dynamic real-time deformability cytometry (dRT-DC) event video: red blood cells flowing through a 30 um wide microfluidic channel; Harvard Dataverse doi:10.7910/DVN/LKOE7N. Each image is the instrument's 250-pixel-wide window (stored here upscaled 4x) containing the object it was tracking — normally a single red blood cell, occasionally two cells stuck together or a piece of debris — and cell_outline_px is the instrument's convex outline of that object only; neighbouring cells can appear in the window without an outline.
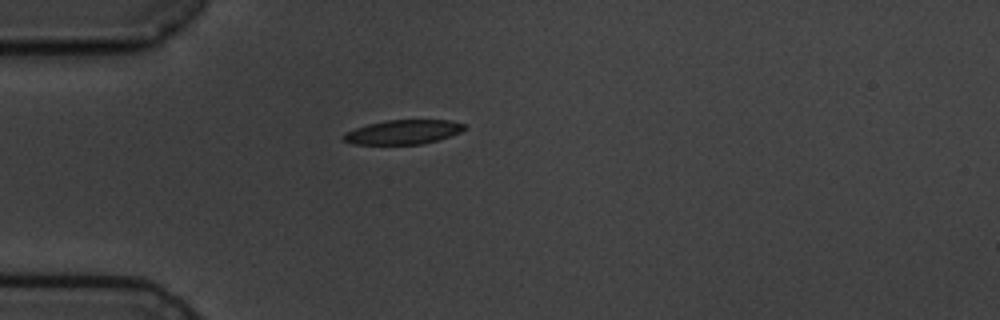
{"species": "common noctule bat (a hibernating species)", "species_latin": "Nyctalus noctula", "temperature_condition": "cold", "stored_images_in_passage": 2, "camera_frame_rate_fps": 3000, "um_per_image_px": 0.085, "animal": {"sex": "male", "body_mass_g": 19.5, "forearm_length_mm": 54.6}, "frame": {"image": 1, "passage_image": 1, "time_ms": 0.0, "image_size_px": [1000, 320], "cell_outline_px": [[464, 128], [460, 132], [436, 140], [420, 144], [352, 144], [344, 140], [340, 136], [344, 132], [368, 124], [388, 120], [452, 120], [464, 124]], "centroid_in_image_um": [34.21, 11.22], "position_along_channel_um": 50.8, "area_um2": 16.94}}